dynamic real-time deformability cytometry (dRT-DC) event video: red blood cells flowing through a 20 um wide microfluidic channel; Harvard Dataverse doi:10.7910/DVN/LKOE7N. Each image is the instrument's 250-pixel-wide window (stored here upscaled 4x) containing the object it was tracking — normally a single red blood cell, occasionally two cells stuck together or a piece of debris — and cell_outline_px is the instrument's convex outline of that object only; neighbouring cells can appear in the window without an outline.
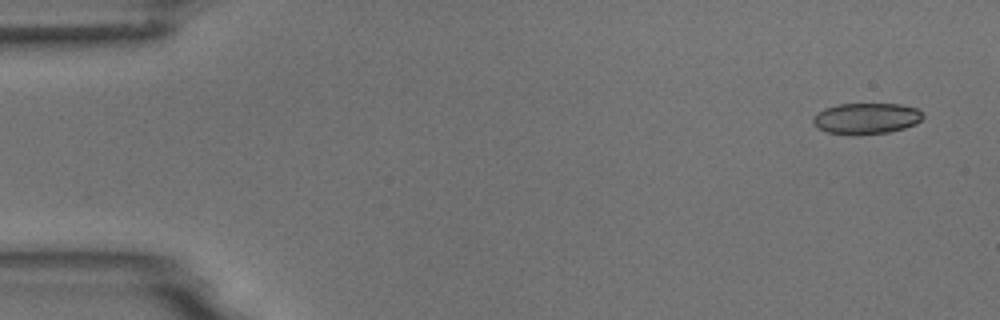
{"species": "common noctule bat (a hibernating species)", "species_latin": "Nyctalus noctula", "temperature_condition": "room temperature", "stored_images_in_passage": 9, "camera_frame_rate_fps": 3000, "um_per_image_px": 0.085, "animal": {"sex": "male", "body_mass_g": 18.8}, "frame": {"image": 1, "passage_image": 1, "time_ms": 0.0, "image_size_px": [1000, 320], "cell_outline_px": [[924, 116], [916, 124], [904, 128], [888, 132], [852, 136], [828, 132], [820, 128], [812, 120], [824, 108], [836, 104], [900, 104], [916, 108], [924, 112]], "centroid_in_image_um": [73.68, 10.07], "position_along_channel_um": 11.3, "area_um2": 19.88}}
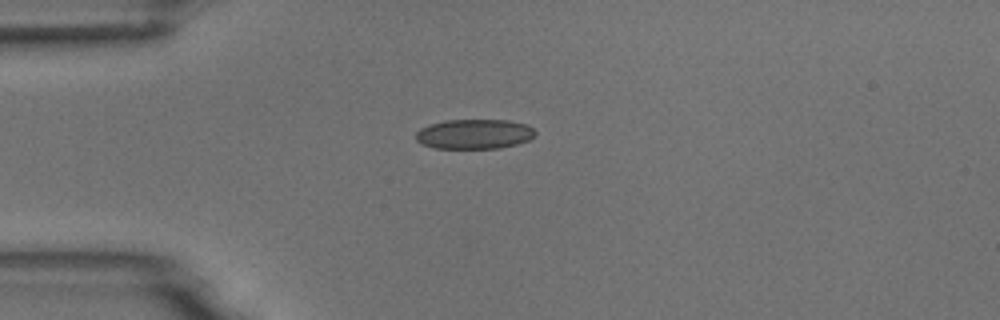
{"frame": {"image": 2, "passage_image": 4, "time_ms": 3.667, "image_size_px": [1000, 320], "cell_outline_px": [[536, 132], [528, 140], [516, 144], [500, 148], [436, 148], [420, 144], [416, 140], [416, 132], [420, 128], [444, 120], [508, 120], [528, 124]], "centroid_in_image_um": [40.3, 11.39], "position_along_channel_um": 44.7, "area_um2": 20.69}}
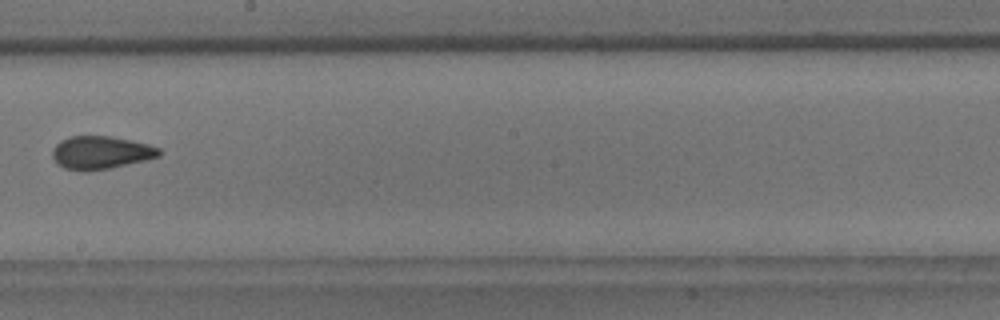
{"frame": {"image": 3, "passage_image": 9, "time_ms": 9.333, "image_size_px": [1000, 320], "cell_outline_px": [[160, 156], [148, 160], [88, 172], [64, 168], [56, 164], [52, 156], [52, 148], [60, 140], [68, 136], [112, 136], [132, 140], [148, 144], [160, 148]], "centroid_in_image_um": [8.55, 12.97], "position_along_channel_um": 239.7, "area_um2": 20.81}}